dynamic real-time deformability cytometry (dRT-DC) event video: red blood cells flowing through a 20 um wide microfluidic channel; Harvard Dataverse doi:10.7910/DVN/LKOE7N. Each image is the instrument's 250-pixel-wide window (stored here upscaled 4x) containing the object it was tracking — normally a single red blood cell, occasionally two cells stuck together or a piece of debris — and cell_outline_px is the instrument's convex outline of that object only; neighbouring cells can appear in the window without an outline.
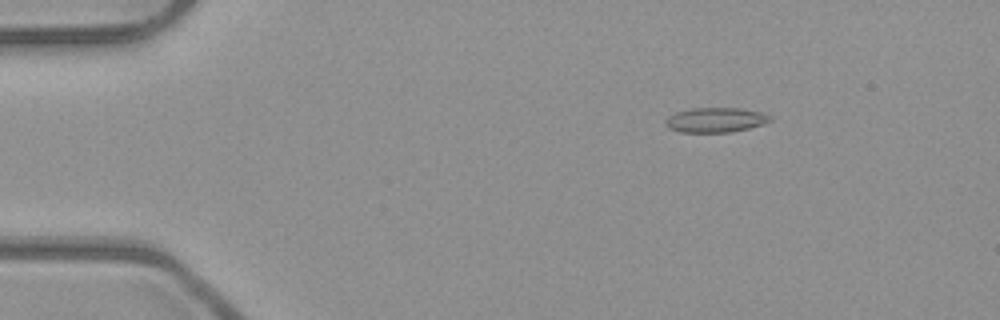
{"species": "common noctule bat (a hibernating species)", "species_latin": "Nyctalus noctula", "temperature_condition": "room temperature", "stored_images_in_passage": 6, "camera_frame_rate_fps": 3000, "um_per_image_px": 0.085, "animal": {"sex": "male", "body_mass_g": 23.1, "forearm_length_mm": 52.7}, "frame": {"image": 1, "passage_image": 3, "time_ms": 0.667, "image_size_px": [1000, 320], "cell_outline_px": [[772, 120], [764, 124], [732, 132], [680, 132], [668, 128], [664, 124], [664, 120], [668, 116], [676, 112], [692, 108], [740, 108], [760, 112], [772, 116]], "centroid_in_image_um": [60.8, 10.2], "position_along_channel_um": 24.2, "area_um2": 15.2}}
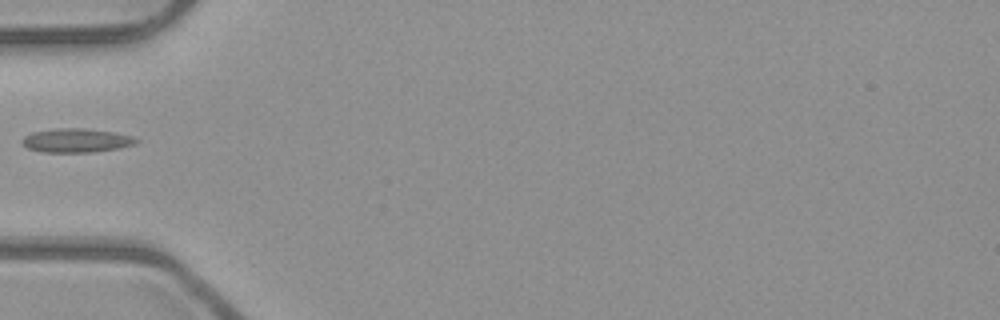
{"frame": {"image": 2, "passage_image": 5, "time_ms": 1.333, "image_size_px": [1000, 320], "cell_outline_px": [[140, 140], [136, 144], [120, 148], [92, 152], [40, 152], [28, 148], [20, 140], [24, 136], [32, 132], [56, 128], [84, 128], [116, 132], [132, 136]], "centroid_in_image_um": [6.51, 11.93], "position_along_channel_um": 78.5, "area_um2": 16.07}}
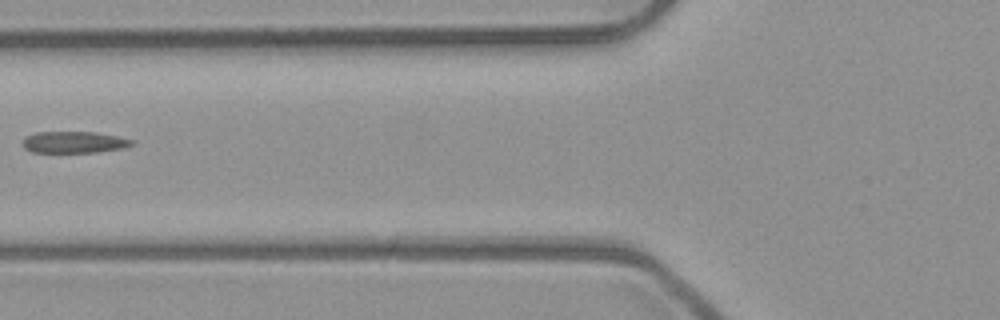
{"frame": {"image": 3, "passage_image": 6, "time_ms": 1.667, "image_size_px": [1000, 320], "cell_outline_px": [[136, 144], [120, 148], [96, 152], [32, 152], [24, 148], [24, 136], [36, 132], [96, 132], [136, 140]], "centroid_in_image_um": [6.31, 12.08], "position_along_channel_um": 119.5, "area_um2": 13.7}}